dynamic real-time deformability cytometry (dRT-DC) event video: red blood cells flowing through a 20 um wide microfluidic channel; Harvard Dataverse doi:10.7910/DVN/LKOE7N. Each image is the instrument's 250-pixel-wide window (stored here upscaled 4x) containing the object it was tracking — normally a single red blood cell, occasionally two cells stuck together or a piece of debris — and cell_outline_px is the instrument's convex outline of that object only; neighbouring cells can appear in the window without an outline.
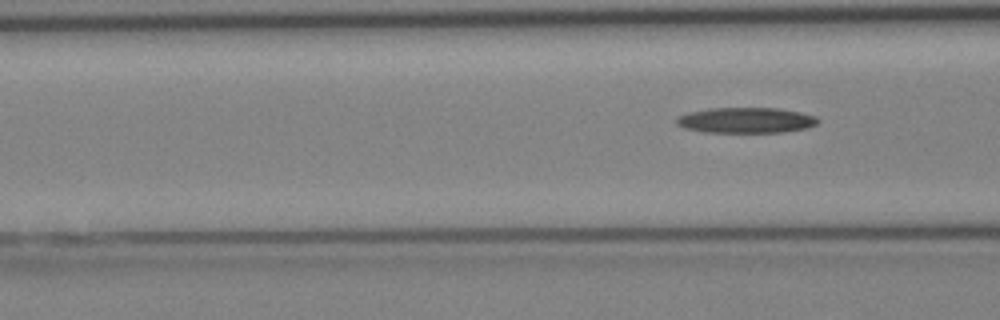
{"species": "Egyptian fruit bat (a non-hibernating species)", "species_latin": "Rousettus aegyptiacus", "temperature_condition": "cold", "stored_images_in_passage": 5, "camera_frame_rate_fps": 3000, "um_per_image_px": 0.085, "animal": {"sex": "female"}, "frame": {"image": 1, "passage_image": 5, "time_ms": 5.333, "image_size_px": [1000, 320], "cell_outline_px": [[820, 120], [816, 124], [808, 128], [784, 132], [704, 132], [684, 128], [676, 124], [676, 120], [680, 116], [688, 112], [708, 108], [776, 108], [800, 112], [816, 116]], "centroid_in_image_um": [63.42, 10.22], "position_along_channel_um": 103.2, "area_um2": 21.1}}